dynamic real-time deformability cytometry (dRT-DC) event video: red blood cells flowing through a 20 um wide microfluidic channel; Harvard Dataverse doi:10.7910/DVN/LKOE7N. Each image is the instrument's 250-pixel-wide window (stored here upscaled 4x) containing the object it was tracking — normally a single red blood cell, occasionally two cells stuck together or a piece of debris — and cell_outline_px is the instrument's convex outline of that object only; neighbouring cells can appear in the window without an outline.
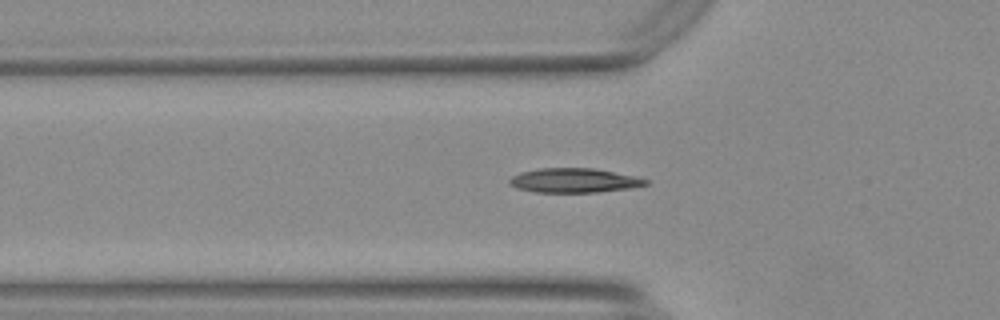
{"species": "Egyptian fruit bat (a non-hibernating species)", "species_latin": "Rousettus aegyptiacus", "temperature_condition": "warm", "stored_images_in_passage": 47, "camera_frame_rate_fps": 3000, "um_per_image_px": 0.085, "animal": {"sex": "female"}, "frame": {"image": 1, "passage_image": 15, "time_ms": 4.667, "image_size_px": [1000, 320], "cell_outline_px": [[648, 184], [628, 188], [596, 192], [536, 192], [516, 188], [508, 184], [508, 180], [512, 176], [524, 172], [540, 168], [592, 168], [636, 176], [648, 180]], "centroid_in_image_um": [48.77, 15.34], "position_along_channel_um": 77.0, "area_um2": 19.13}}
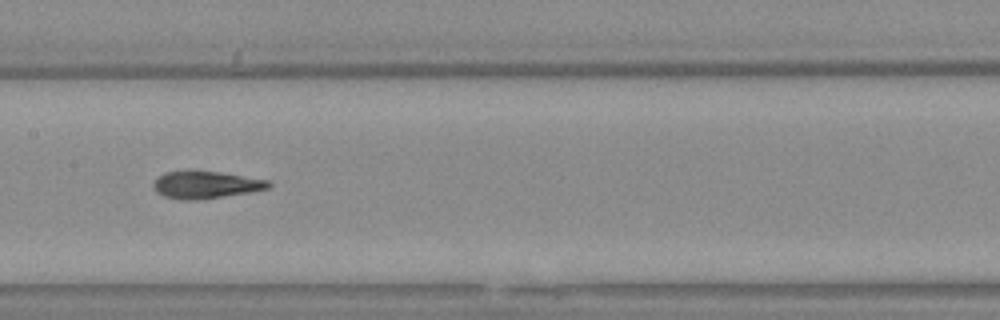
{"frame": {"image": 2, "passage_image": 24, "time_ms": 7.667, "image_size_px": [1000, 320], "cell_outline_px": [[272, 184], [268, 188], [248, 192], [200, 200], [180, 200], [164, 196], [156, 192], [152, 184], [164, 172], [216, 172], [268, 180]], "centroid_in_image_um": [17.47, 15.73], "position_along_channel_um": 189.9, "area_um2": 17.8}}
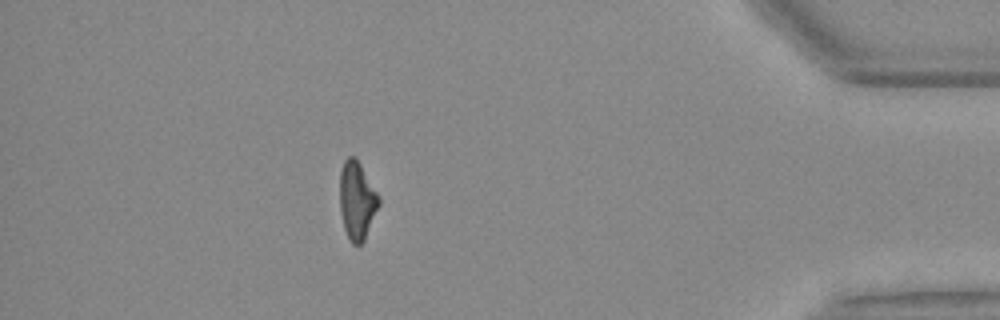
{"frame": {"image": 3, "passage_image": 45, "time_ms": 14.667, "image_size_px": [1000, 320], "cell_outline_px": [[380, 204], [364, 240], [360, 244], [352, 244], [348, 240], [344, 228], [340, 212], [340, 172], [344, 160], [348, 156], [356, 156], [380, 196]], "centroid_in_image_um": [30.34, 17.02], "position_along_channel_um": 404.9, "area_um2": 17.98}, "authors_computed_cell_mechanics": {"area_um2": 18.207, "velocity_mm_per_s": 3.7376, "shape_relaxation_time_tau1_ms": null, "shape_relaxation_time_tau2_ms": 2.3324, "deformation_change_tau1": null, "deformation_change_tau2": 0.0923}}